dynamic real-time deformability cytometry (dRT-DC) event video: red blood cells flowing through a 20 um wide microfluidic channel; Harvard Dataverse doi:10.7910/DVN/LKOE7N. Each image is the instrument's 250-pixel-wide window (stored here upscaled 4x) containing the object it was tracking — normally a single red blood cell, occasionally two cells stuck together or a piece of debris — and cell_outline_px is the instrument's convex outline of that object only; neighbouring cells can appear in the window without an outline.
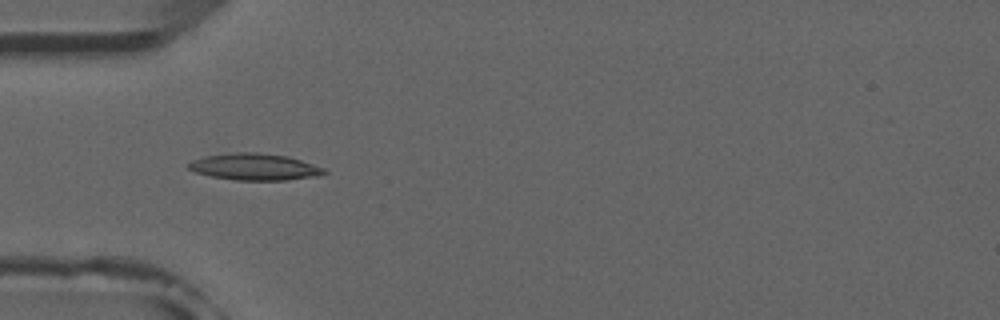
{"species": "common noctule bat (a hibernating species)", "species_latin": "Nyctalus noctula", "temperature_condition": "room temperature", "stored_images_in_passage": 6, "camera_frame_rate_fps": 3000, "um_per_image_px": 0.085, "animal": {"sex": "male", "forearm_length_mm": 52.5}, "frame": {"image": 1, "passage_image": 4, "time_ms": 3.333, "image_size_px": [1000, 320], "cell_outline_px": [[328, 172], [316, 176], [288, 180], [236, 180], [212, 176], [196, 172], [188, 168], [184, 164], [192, 160], [204, 156], [236, 152], [256, 152], [288, 156], [324, 168]], "centroid_in_image_um": [21.61, 14.18], "position_along_channel_um": 63.4, "area_um2": 21.04}}
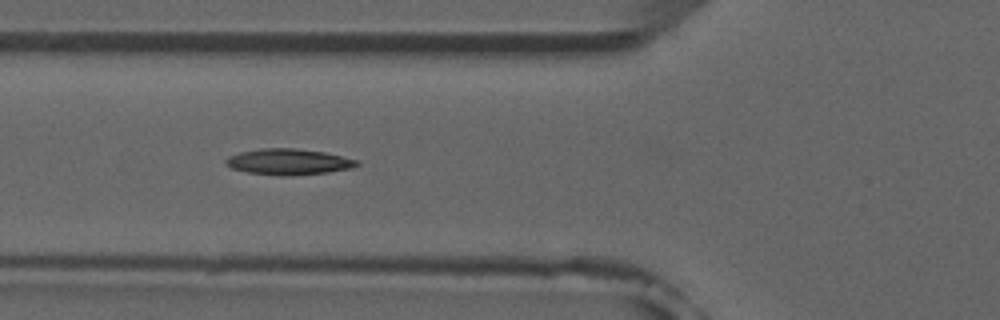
{"frame": {"image": 2, "passage_image": 5, "time_ms": 4.333, "image_size_px": [1000, 320], "cell_outline_px": [[360, 164], [348, 168], [328, 172], [292, 176], [276, 176], [248, 172], [232, 168], [224, 164], [224, 160], [228, 156], [240, 152], [260, 148], [296, 148], [324, 152], [360, 160]], "centroid_in_image_um": [24.5, 13.75], "position_along_channel_um": 101.3, "area_um2": 20.0}}
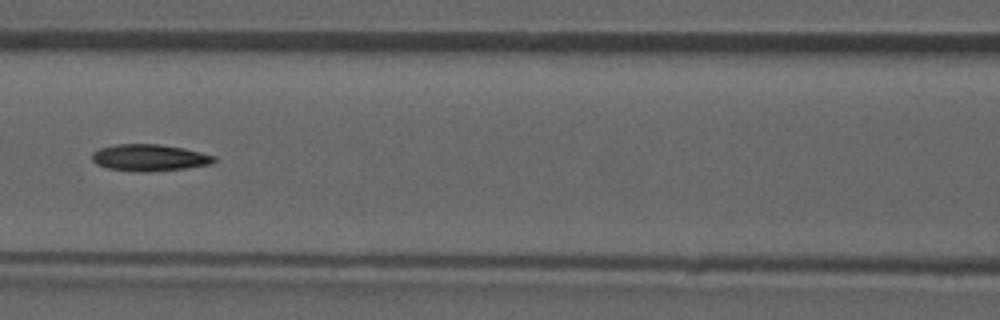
{"frame": {"image": 3, "passage_image": 6, "time_ms": 5.667, "image_size_px": [1000, 320], "cell_outline_px": [[216, 160], [212, 164], [184, 168], [148, 172], [136, 172], [108, 168], [96, 164], [92, 160], [92, 152], [100, 148], [116, 144], [160, 144], [184, 148], [216, 156]], "centroid_in_image_um": [12.7, 13.4], "position_along_channel_um": 153.9, "area_um2": 19.07}}